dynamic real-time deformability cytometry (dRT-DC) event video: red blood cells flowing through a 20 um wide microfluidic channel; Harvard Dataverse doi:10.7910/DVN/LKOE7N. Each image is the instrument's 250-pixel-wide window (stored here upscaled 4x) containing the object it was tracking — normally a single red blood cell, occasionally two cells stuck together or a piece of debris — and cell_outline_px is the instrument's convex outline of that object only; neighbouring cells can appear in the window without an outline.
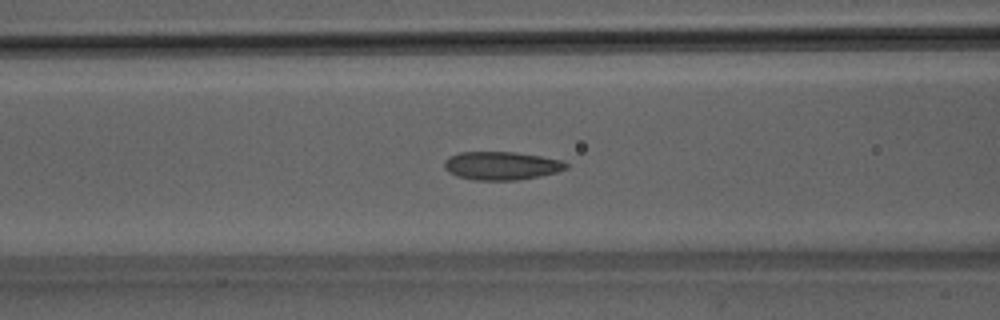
{"species": "Egyptian fruit bat (a non-hibernating species)", "species_latin": "Rousettus aegyptiacus", "temperature_condition": "room temperature", "stored_images_in_passage": 51, "camera_frame_rate_fps": 3000, "um_per_image_px": 0.085, "animal": {"sex": "male"}, "frame": {"image": 1, "passage_image": 21, "time_ms": 6.667, "image_size_px": [1000, 320], "cell_outline_px": [[568, 168], [556, 172], [540, 176], [516, 180], [472, 180], [456, 176], [448, 172], [444, 168], [444, 160], [448, 156], [460, 152], [516, 152], [540, 156], [560, 160], [568, 164]], "centroid_in_image_um": [42.58, 14.09], "position_along_channel_um": 124.0, "area_um2": 20.17}}
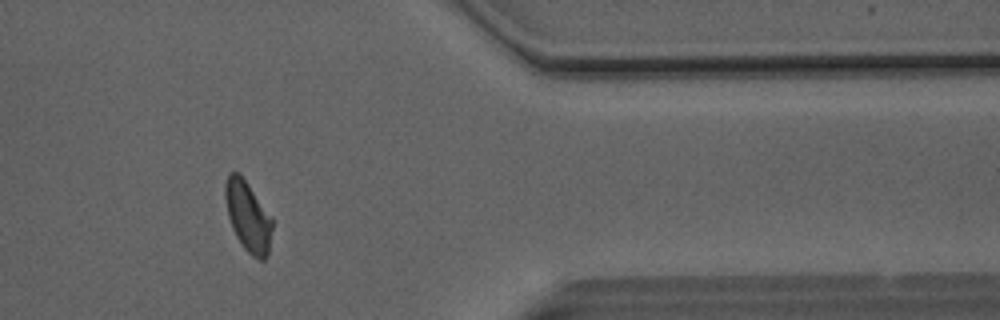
{"frame": {"image": 2, "passage_image": 42, "time_ms": 13.667, "image_size_px": [1000, 320], "cell_outline_px": [[272, 228], [268, 252], [264, 260], [260, 260], [252, 256], [244, 248], [236, 236], [232, 228], [228, 216], [224, 196], [224, 188], [228, 172], [240, 172], [272, 216]], "centroid_in_image_um": [21.06, 18.35], "position_along_channel_um": 390.3, "area_um2": 19.42}}
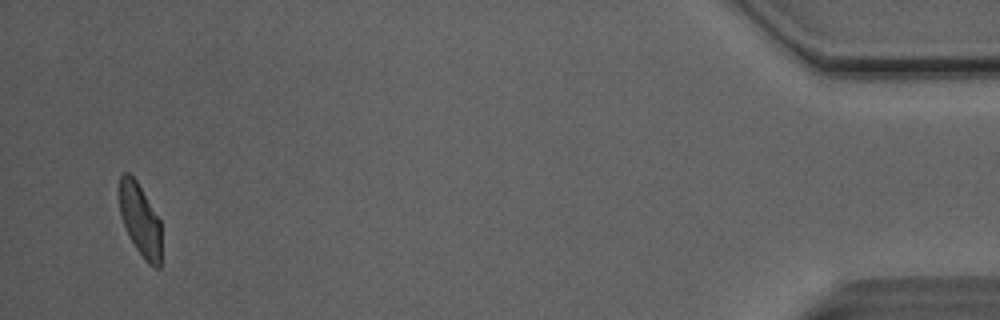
{"frame": {"image": 3, "passage_image": 49, "time_ms": 16.0, "image_size_px": [1000, 320], "cell_outline_px": [[160, 268], [152, 268], [144, 260], [136, 248], [120, 216], [120, 176], [124, 172], [128, 172], [136, 180], [160, 220]], "centroid_in_image_um": [11.92, 18.72], "position_along_channel_um": 423.3, "area_um2": 17.4}, "authors_computed_cell_mechanics": {"area_um2": 19.8254, "velocity_mm_per_s": 4.1046, "shape_relaxation_time_tau1_ms": 3.9044, "shape_relaxation_time_tau2_ms": 1.011, "deformation_change_tau1": 0.1002, "deformation_change_tau2": 0.0541}}